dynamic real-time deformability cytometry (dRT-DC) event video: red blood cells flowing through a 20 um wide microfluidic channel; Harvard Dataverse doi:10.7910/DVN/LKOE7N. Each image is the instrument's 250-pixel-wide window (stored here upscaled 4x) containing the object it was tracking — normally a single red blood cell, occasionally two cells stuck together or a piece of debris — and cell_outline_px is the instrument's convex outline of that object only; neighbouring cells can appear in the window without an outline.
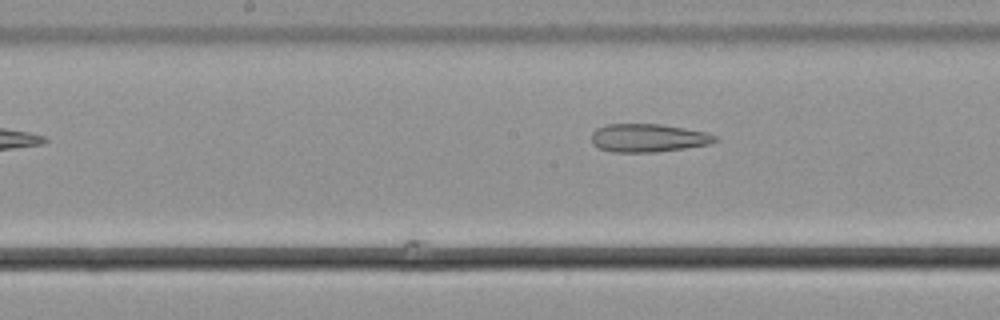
{"species": "common noctule bat (a hibernating species)", "species_latin": "Nyctalus noctula", "temperature_condition": "cold", "stored_images_in_passage": 17, "camera_frame_rate_fps": 3000, "um_per_image_px": 0.085, "animal": {"sex": "male", "body_mass_g": 21.5, "forearm_length_mm": 52.0}, "frame": {"image": 1, "passage_image": 17, "time_ms": 5.333, "image_size_px": [1000, 320], "cell_outline_px": [[720, 140], [708, 144], [684, 148], [656, 152], [612, 152], [600, 148], [592, 144], [592, 132], [596, 128], [608, 124], [660, 124], [708, 132], [716, 136]], "centroid_in_image_um": [55.1, 11.72], "position_along_channel_um": 193.1, "area_um2": 20.35}}